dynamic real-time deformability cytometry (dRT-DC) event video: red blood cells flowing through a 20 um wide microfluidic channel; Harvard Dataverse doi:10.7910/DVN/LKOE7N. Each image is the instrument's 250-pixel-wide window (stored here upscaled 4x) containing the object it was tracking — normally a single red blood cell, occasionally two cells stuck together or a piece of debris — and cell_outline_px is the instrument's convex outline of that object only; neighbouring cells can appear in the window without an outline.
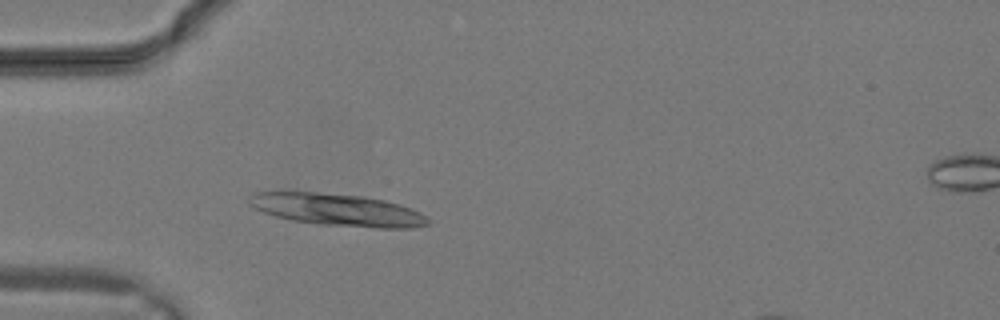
{"species": "common noctule bat (a hibernating species)", "species_latin": "Nyctalus noctula", "temperature_condition": "warm", "stored_images_in_passage": 11, "camera_frame_rate_fps": 3000, "um_per_image_px": 0.085, "animal": {"sex": "male", "body_mass_g": 19.2, "forearm_length_mm": 51.8}, "frame": {"image": 1, "passage_image": 7, "time_ms": 2.0, "image_size_px": [1000, 320], "cell_outline_px": [[432, 220], [428, 224], [412, 228], [376, 228], [320, 224], [292, 220], [276, 216], [264, 212], [248, 204], [248, 196], [252, 192], [276, 188], [288, 188], [360, 196], [384, 200], [400, 204], [420, 212], [428, 216]], "centroid_in_image_um": [28.55, 17.77], "position_along_channel_um": 56.4, "area_um2": 34.85}}